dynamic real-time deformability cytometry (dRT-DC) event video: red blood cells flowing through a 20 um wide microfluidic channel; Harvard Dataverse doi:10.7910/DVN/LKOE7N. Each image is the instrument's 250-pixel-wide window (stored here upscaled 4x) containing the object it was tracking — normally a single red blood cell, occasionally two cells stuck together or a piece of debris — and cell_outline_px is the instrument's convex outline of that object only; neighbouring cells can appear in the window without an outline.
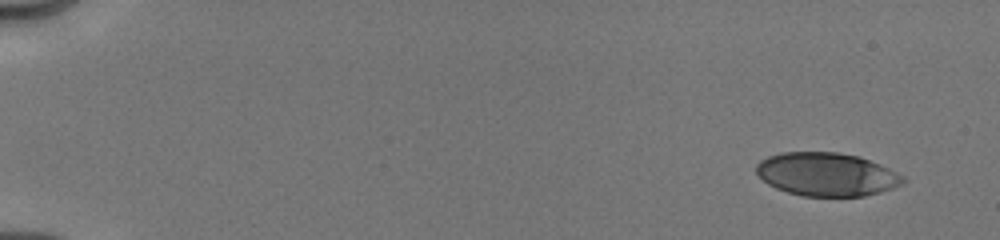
{"species": "human", "species_latin": "Homo sapiens", "temperature_condition": "cold", "stored_images_in_passage": 9, "camera_frame_rate_fps": 3000, "um_per_image_px": 0.085, "donor": {"sex": "male"}, "frame": {"image": 1, "passage_image": 1, "time_ms": 0.0, "image_size_px": [1000, 240], "cell_outline_px": [[908, 180], [904, 184], [880, 192], [864, 196], [804, 196], [788, 192], [776, 188], [768, 184], [756, 172], [756, 164], [760, 160], [768, 156], [780, 152], [836, 152], [860, 156], [880, 164], [904, 176]], "centroid_in_image_um": [70.29, 14.81], "position_along_channel_um": 14.7, "area_um2": 37.22}}
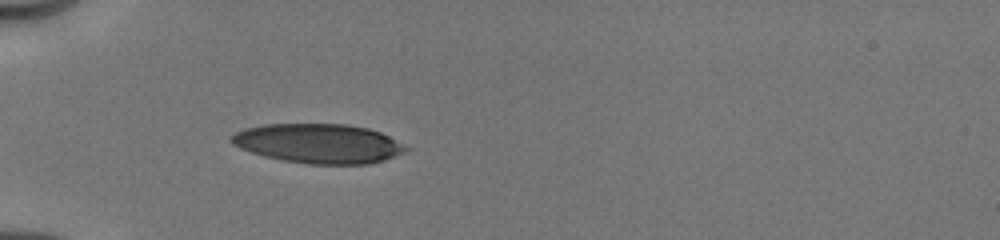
{"frame": {"image": 2, "passage_image": 6, "time_ms": 4.667, "image_size_px": [1000, 240], "cell_outline_px": [[412, 148], [408, 152], [384, 160], [368, 164], [308, 164], [280, 160], [264, 156], [240, 148], [232, 144], [228, 140], [236, 132], [244, 128], [264, 124], [344, 124], [368, 128], [380, 132]], "centroid_in_image_um": [27.1, 12.2], "position_along_channel_um": 57.9, "area_um2": 40.4}}
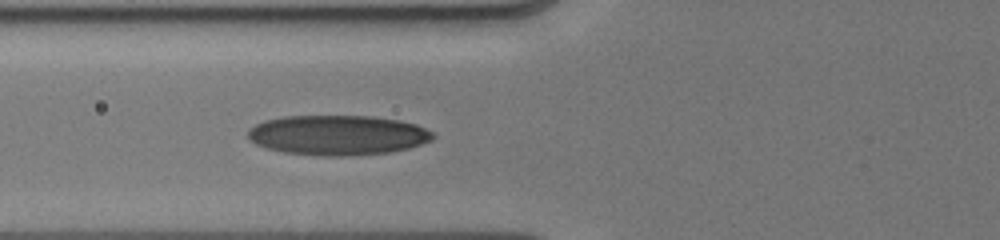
{"frame": {"image": 3, "passage_image": 9, "time_ms": 6.0, "image_size_px": [1000, 240], "cell_outline_px": [[436, 136], [432, 140], [408, 148], [388, 152], [348, 156], [320, 156], [284, 152], [268, 148], [256, 144], [248, 140], [248, 128], [264, 120], [284, 116], [372, 116], [400, 120], [416, 124], [432, 132]], "centroid_in_image_um": [28.68, 11.48], "position_along_channel_um": 97.1, "area_um2": 43.18}}